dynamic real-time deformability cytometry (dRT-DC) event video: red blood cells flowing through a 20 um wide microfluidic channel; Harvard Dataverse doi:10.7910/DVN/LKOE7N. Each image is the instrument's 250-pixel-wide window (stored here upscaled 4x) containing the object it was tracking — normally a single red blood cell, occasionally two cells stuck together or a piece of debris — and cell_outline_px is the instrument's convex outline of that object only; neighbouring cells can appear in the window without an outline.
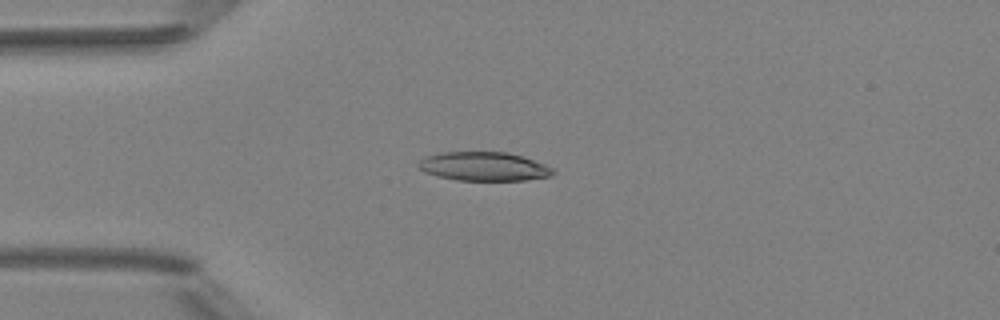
{"species": "Egyptian fruit bat (a non-hibernating species)", "species_latin": "Rousettus aegyptiacus", "temperature_condition": "room temperature", "stored_images_in_passage": 3, "camera_frame_rate_fps": 3000, "um_per_image_px": 0.085, "animal": {"sex": "female"}, "frame": {"image": 1, "passage_image": 3, "time_ms": 2.333, "image_size_px": [1000, 320], "cell_outline_px": [[556, 172], [552, 176], [524, 180], [456, 180], [424, 172], [416, 164], [424, 156], [440, 152], [508, 152], [544, 164], [552, 168]], "centroid_in_image_um": [41.1, 14.14], "position_along_channel_um": 43.9, "area_um2": 22.54}}